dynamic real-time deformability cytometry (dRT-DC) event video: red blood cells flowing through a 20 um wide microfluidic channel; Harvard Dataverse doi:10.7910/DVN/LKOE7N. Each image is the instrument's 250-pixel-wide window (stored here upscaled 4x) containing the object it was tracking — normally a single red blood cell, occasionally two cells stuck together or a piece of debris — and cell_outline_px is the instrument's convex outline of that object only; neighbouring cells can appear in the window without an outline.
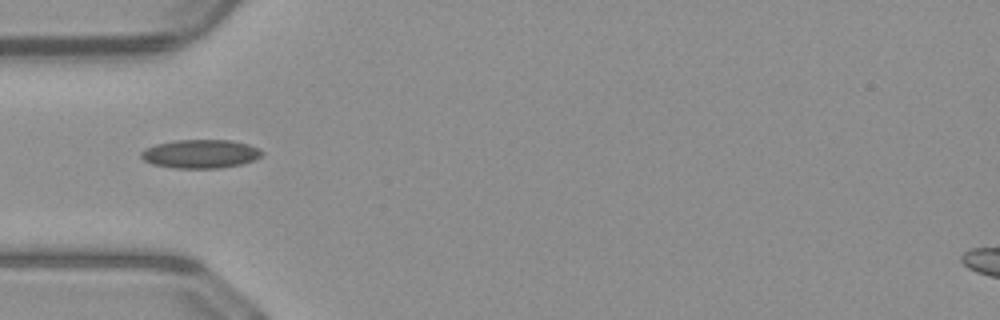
{"species": "common noctule bat (a hibernating species)", "species_latin": "Nyctalus noctula", "temperature_condition": "warm", "stored_images_in_passage": 9, "camera_frame_rate_fps": 3000, "um_per_image_px": 0.085, "animal": {"sex": "male", "body_mass_g": 23.1, "forearm_length_mm": 52.7}, "frame": {"image": 1, "passage_image": 1, "time_ms": 0.0, "image_size_px": [1000, 320], "cell_outline_px": [[264, 152], [256, 160], [240, 164], [220, 168], [176, 168], [152, 164], [144, 160], [140, 156], [140, 152], [156, 144], [176, 140], [232, 140], [248, 144], [260, 148]], "centroid_in_image_um": [17.07, 13.07], "position_along_channel_um": 67.9, "area_um2": 20.17}}